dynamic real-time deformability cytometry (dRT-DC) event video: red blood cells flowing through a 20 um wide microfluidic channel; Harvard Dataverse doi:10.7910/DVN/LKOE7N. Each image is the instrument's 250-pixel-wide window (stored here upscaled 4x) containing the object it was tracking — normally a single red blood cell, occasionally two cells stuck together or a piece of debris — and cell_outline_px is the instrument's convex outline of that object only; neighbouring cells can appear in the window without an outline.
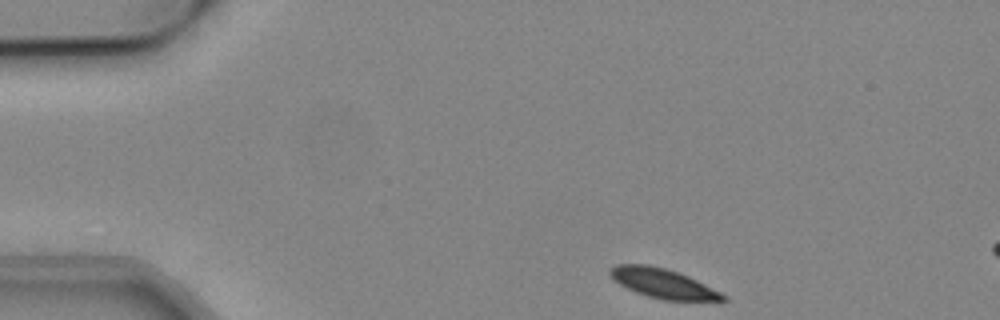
{"species": "common noctule bat (a hibernating species)", "species_latin": "Nyctalus noctula", "temperature_condition": "cold", "stored_images_in_passage": 47, "segment_of_instrument_passage": [1, 2], "camera_frame_rate_fps": 3000, "um_per_image_px": 0.085, "animal": {"sex": "male", "body_mass_g": 19.2, "forearm_length_mm": 51.8}, "frame": {"image": 1, "passage_image": 1, "time_ms": 0.0, "image_size_px": [1000, 320], "cell_outline_px": [[728, 300], [660, 300], [636, 292], [620, 284], [608, 272], [616, 264], [648, 264], [668, 268], [688, 276], [728, 296]], "centroid_in_image_um": [56.36, 24.08], "position_along_channel_um": 28.6, "area_um2": 19.19}}
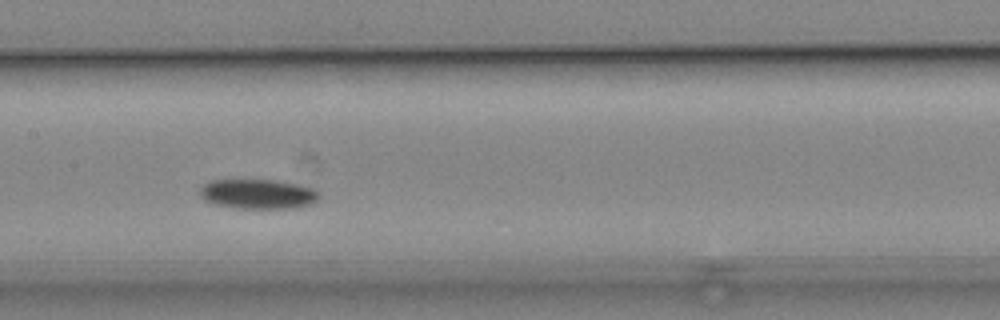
{"frame": {"image": 2, "passage_image": 19, "time_ms": 6.0, "image_size_px": [1000, 320], "cell_outline_px": [[320, 196], [312, 204], [296, 208], [232, 208], [212, 204], [204, 200], [196, 192], [204, 184], [212, 180], [276, 180], [316, 188], [320, 192]], "centroid_in_image_um": [21.91, 16.5], "position_along_channel_um": 185.5, "area_um2": 21.04}}
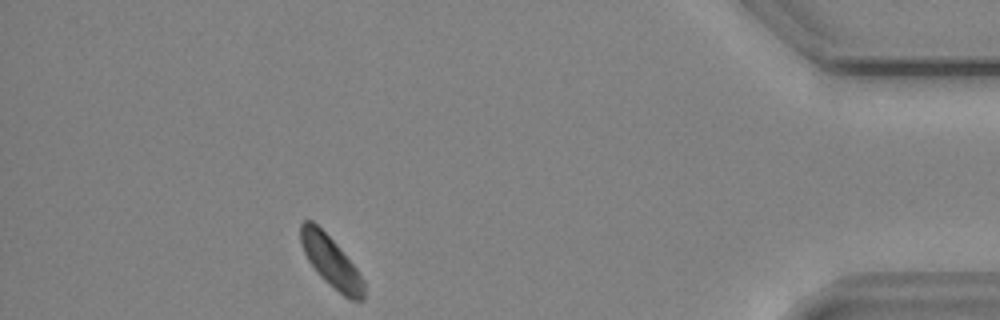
{"frame": {"image": 3, "passage_image": 41, "time_ms": 13.333, "image_size_px": [1000, 320], "cell_outline_px": [[364, 300], [352, 300], [344, 296], [328, 284], [320, 276], [308, 260], [304, 252], [300, 240], [300, 224], [304, 220], [312, 220], [336, 244], [356, 268], [364, 280]], "centroid_in_image_um": [28.13, 22.25], "position_along_channel_um": 407.1, "area_um2": 18.5}}